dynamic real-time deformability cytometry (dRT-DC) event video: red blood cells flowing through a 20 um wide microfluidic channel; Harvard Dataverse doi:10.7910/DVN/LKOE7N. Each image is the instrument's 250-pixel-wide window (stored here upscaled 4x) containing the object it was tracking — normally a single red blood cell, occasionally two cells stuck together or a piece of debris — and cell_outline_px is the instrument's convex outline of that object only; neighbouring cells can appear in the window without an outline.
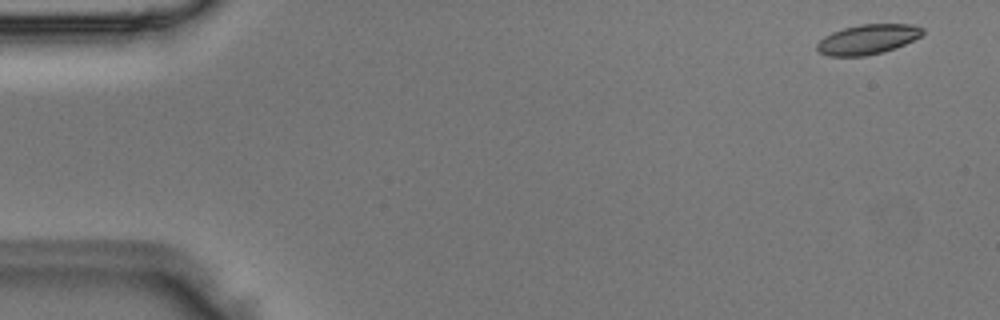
{"species": "Egyptian fruit bat (a non-hibernating species)", "species_latin": "Rousettus aegyptiacus", "temperature_condition": "room temperature", "stored_images_in_passage": 10, "camera_frame_rate_fps": 3000, "um_per_image_px": 0.085, "animal": {"sex": "male"}, "frame": {"image": 1, "passage_image": 1, "time_ms": 0.0, "image_size_px": [1000, 320], "cell_outline_px": [[924, 32], [920, 36], [896, 48], [884, 52], [864, 56], [828, 56], [816, 52], [816, 44], [824, 36], [832, 32], [844, 28], [860, 24], [912, 24], [924, 28]], "centroid_in_image_um": [73.72, 3.35], "position_along_channel_um": 11.3, "area_um2": 18.5}}
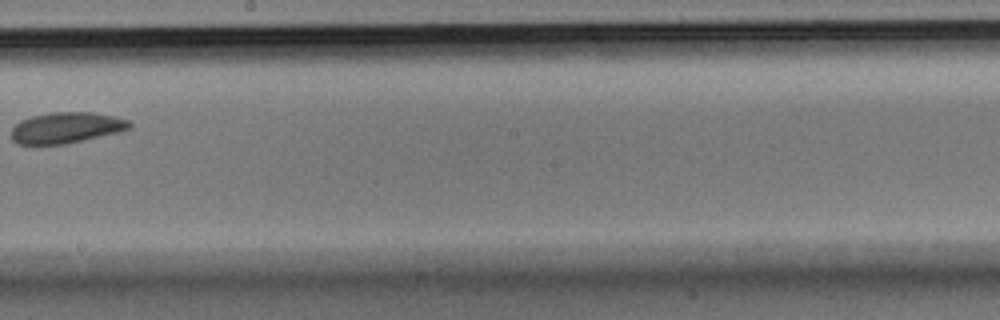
{"frame": {"image": 2, "passage_image": 9, "time_ms": 2.667, "image_size_px": [1000, 320], "cell_outline_px": [[132, 128], [120, 132], [64, 144], [20, 144], [12, 140], [12, 128], [20, 120], [32, 116], [52, 112], [92, 112], [116, 116], [128, 120], [132, 124]], "centroid_in_image_um": [5.67, 10.84], "position_along_channel_um": 242.5, "area_um2": 21.33}}
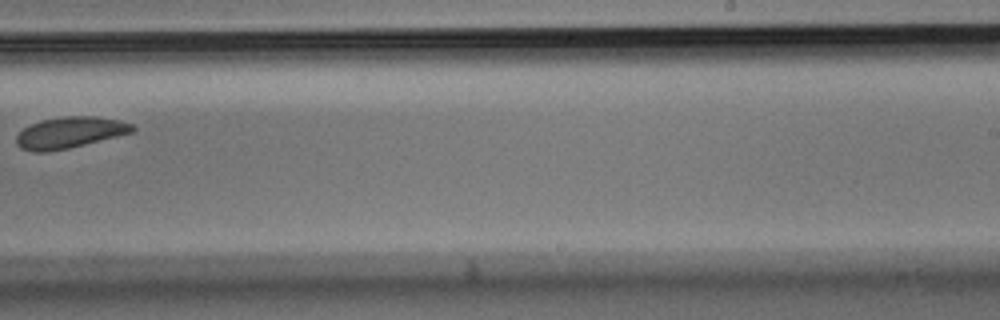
{"frame": {"image": 3, "passage_image": 10, "time_ms": 3.0, "image_size_px": [1000, 320], "cell_outline_px": [[136, 128], [132, 132], [68, 148], [48, 152], [32, 152], [20, 148], [16, 144], [16, 136], [24, 128], [40, 120], [64, 116], [92, 116], [120, 120], [132, 124]], "centroid_in_image_um": [5.89, 11.27], "position_along_channel_um": 283.1, "area_um2": 20.98}}